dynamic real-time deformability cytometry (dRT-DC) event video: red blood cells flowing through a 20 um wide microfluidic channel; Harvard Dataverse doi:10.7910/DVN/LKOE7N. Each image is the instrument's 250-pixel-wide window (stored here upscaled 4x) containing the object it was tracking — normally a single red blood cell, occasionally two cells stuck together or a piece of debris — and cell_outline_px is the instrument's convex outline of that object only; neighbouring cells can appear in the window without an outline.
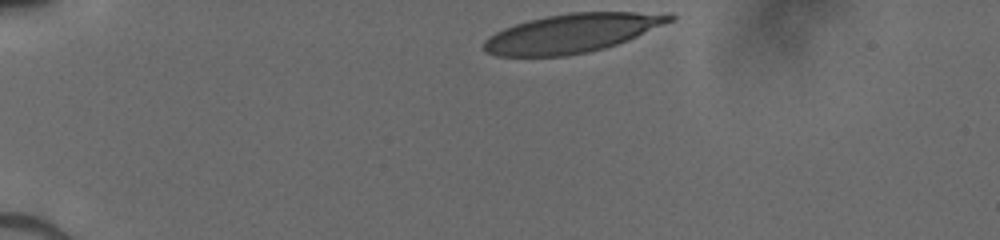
{"species": "human", "species_latin": "Homo sapiens", "temperature_condition": "cold", "stored_images_in_passage": 33, "camera_frame_rate_fps": 3000, "um_per_image_px": 0.085, "donor": {"sex": "male"}, "frame": {"image": 1, "passage_image": 1, "time_ms": 0.0, "image_size_px": [1000, 240], "cell_outline_px": [[676, 16], [672, 20], [628, 40], [604, 48], [588, 52], [564, 56], [496, 56], [484, 52], [484, 40], [488, 36], [504, 28], [528, 20], [548, 16], [572, 12], [636, 12]], "centroid_in_image_um": [48.52, 2.84], "position_along_channel_um": 36.5, "area_um2": 41.44}}
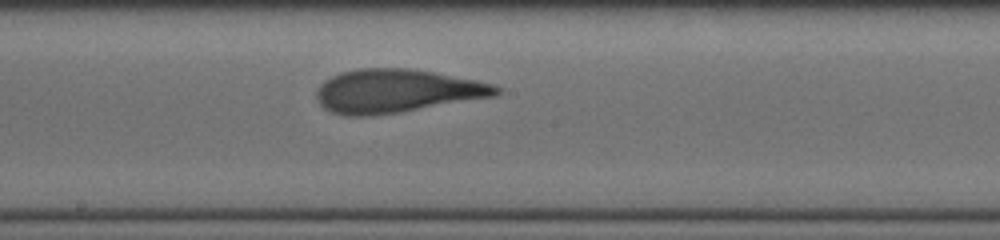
{"frame": {"image": 2, "passage_image": 19, "time_ms": 6.0, "image_size_px": [1000, 240], "cell_outline_px": [[500, 92], [496, 96], [400, 112], [372, 116], [348, 116], [332, 112], [324, 108], [320, 104], [316, 96], [316, 92], [320, 84], [324, 80], [340, 72], [360, 68], [412, 68], [476, 80], [492, 84], [500, 88]], "centroid_in_image_um": [33.69, 7.73], "position_along_channel_um": 214.5, "area_um2": 45.49}}
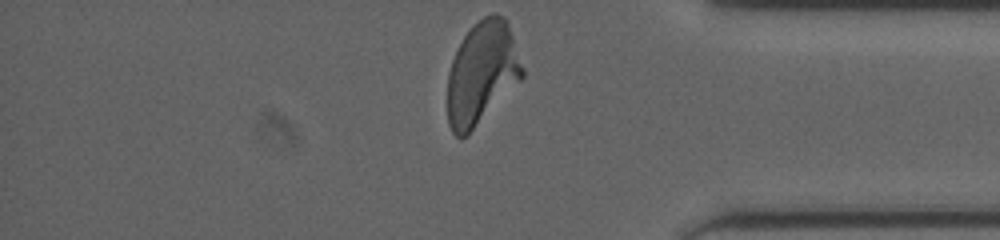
{"frame": {"image": 3, "passage_image": 33, "time_ms": 10.667, "image_size_px": [1000, 240], "cell_outline_px": [[524, 76], [468, 136], [460, 140], [452, 132], [448, 124], [448, 72], [452, 60], [464, 36], [484, 16], [492, 12], [496, 12], [504, 16], [508, 20], [524, 68]], "centroid_in_image_um": [40.97, 6.23], "position_along_channel_um": 394.2, "area_um2": 45.03}}